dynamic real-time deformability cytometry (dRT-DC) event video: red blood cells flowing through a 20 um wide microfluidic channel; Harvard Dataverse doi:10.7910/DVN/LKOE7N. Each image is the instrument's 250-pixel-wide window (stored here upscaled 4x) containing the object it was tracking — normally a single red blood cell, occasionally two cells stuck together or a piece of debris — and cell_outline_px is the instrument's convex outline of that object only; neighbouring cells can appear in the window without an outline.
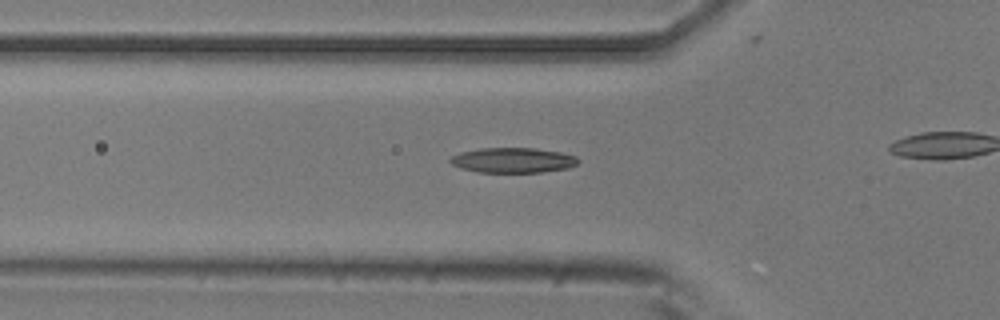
{"species": "common noctule bat (a hibernating species)", "species_latin": "Nyctalus noctula", "temperature_condition": "room temperature", "stored_images_in_passage": 42, "camera_frame_rate_fps": 3000, "um_per_image_px": 0.085, "animal": {"sex": "male", "body_mass_g": 20.5, "forearm_length_mm": 52.5}, "frame": {"image": 1, "passage_image": 18, "time_ms": 5.667, "image_size_px": [1000, 320], "cell_outline_px": [[580, 160], [576, 164], [568, 168], [540, 172], [480, 172], [464, 168], [452, 164], [448, 160], [452, 156], [460, 152], [480, 148], [536, 148], [560, 152], [576, 156]], "centroid_in_image_um": [43.62, 13.61], "position_along_channel_um": 82.2, "area_um2": 18.55}}
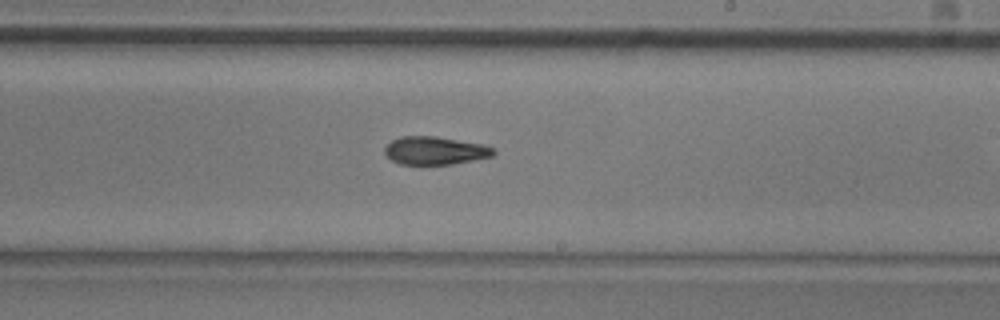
{"frame": {"image": 2, "passage_image": 31, "time_ms": 10.0, "image_size_px": [1000, 320], "cell_outline_px": [[496, 152], [492, 156], [452, 164], [400, 164], [392, 160], [384, 152], [384, 148], [392, 140], [400, 136], [436, 136], [484, 144], [492, 148]], "centroid_in_image_um": [36.97, 12.79], "position_along_channel_um": 252.0, "area_um2": 17.69}}
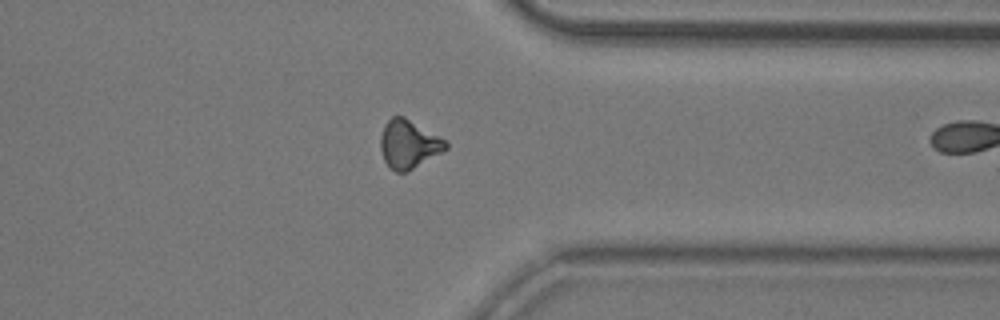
{"frame": {"image": 3, "passage_image": 41, "time_ms": 13.333, "image_size_px": [1000, 320], "cell_outline_px": [[448, 148], [408, 172], [396, 172], [384, 160], [380, 148], [380, 136], [384, 124], [392, 116], [404, 116], [448, 140]], "centroid_in_image_um": [34.75, 12.24], "position_along_channel_um": 376.6, "area_um2": 18.55}}